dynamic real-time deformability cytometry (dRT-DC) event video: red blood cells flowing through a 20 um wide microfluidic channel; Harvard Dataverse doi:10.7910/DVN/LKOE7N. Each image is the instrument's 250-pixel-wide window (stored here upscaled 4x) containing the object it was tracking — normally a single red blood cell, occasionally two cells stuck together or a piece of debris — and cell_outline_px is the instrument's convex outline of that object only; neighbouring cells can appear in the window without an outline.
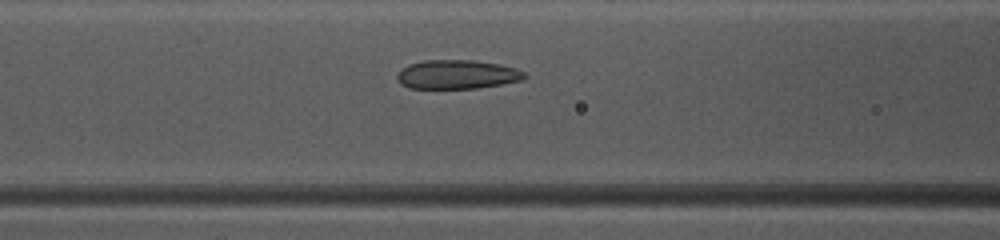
{"species": "common noctule bat (a hibernating species)", "species_latin": "Nyctalus noctula", "temperature_condition": "warm", "stored_images_in_passage": 44, "camera_frame_rate_fps": 3000, "um_per_image_px": 0.085, "animal": {"sex": "female", "body_mass_g": 10.0, "forearm_length_mm": 53.1}, "frame": {"image": 1, "passage_image": 21, "time_ms": 6.667, "image_size_px": [1000, 240], "cell_outline_px": [[528, 76], [524, 80], [476, 88], [408, 88], [400, 84], [396, 80], [396, 76], [404, 68], [412, 64], [424, 60], [472, 60], [500, 64], [516, 68], [524, 72]], "centroid_in_image_um": [38.88, 6.33], "position_along_channel_um": 127.7, "area_um2": 21.44}}
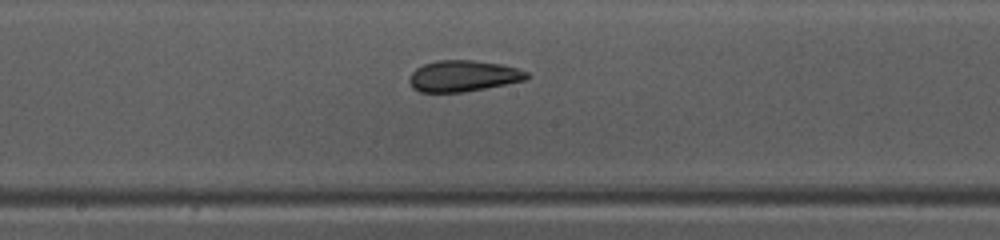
{"frame": {"image": 2, "passage_image": 27, "time_ms": 8.667, "image_size_px": [1000, 240], "cell_outline_px": [[532, 76], [528, 80], [464, 92], [420, 92], [412, 88], [408, 80], [412, 72], [416, 68], [424, 64], [436, 60], [472, 60], [500, 64], [516, 68], [528, 72]], "centroid_in_image_um": [39.39, 6.46], "position_along_channel_um": 208.8, "area_um2": 21.5}}
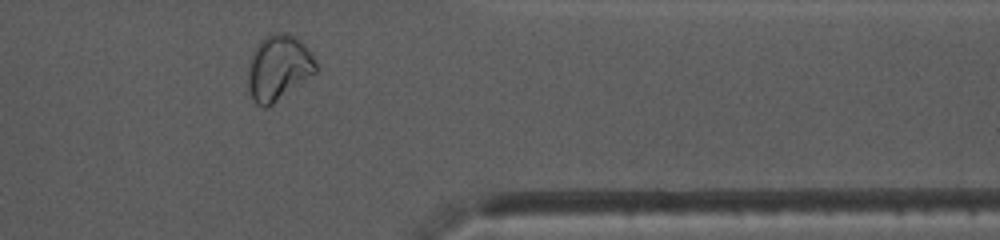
{"frame": {"image": 3, "passage_image": 41, "time_ms": 13.333, "image_size_px": [1000, 240], "cell_outline_px": [[316, 72], [272, 104], [264, 108], [256, 104], [252, 100], [248, 88], [248, 60], [252, 52], [260, 40], [264, 36], [272, 32], [288, 32], [296, 36], [308, 48], [316, 60]], "centroid_in_image_um": [23.64, 5.72], "position_along_channel_um": 387.8, "area_um2": 26.13}, "authors_computed_cell_mechanics": {"area_um2": 22.4264, "velocity_mm_per_s": 4.0368, "shape_relaxation_time_tau1_ms": null, "shape_relaxation_time_tau2_ms": 1.3676, "deformation_change_tau1": null, "deformation_change_tau2": 0.0539}}